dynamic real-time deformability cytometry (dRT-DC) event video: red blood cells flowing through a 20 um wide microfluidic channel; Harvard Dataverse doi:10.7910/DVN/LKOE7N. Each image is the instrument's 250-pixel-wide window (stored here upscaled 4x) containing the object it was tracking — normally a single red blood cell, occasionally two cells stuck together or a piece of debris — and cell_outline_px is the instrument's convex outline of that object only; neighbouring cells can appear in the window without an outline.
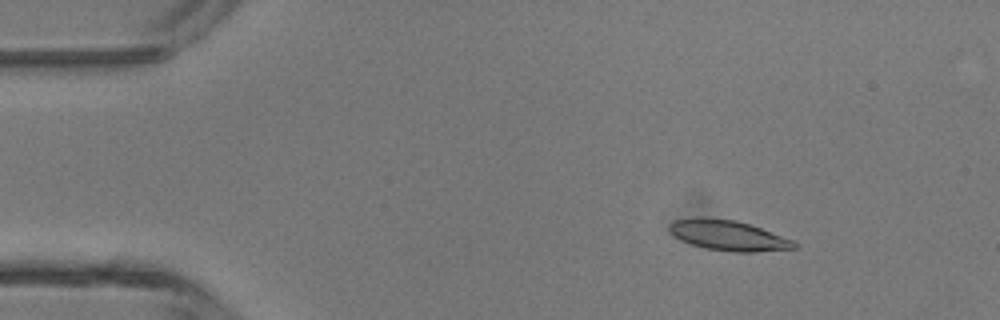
{"species": "common noctule bat (a hibernating species)", "species_latin": "Nyctalus noctula", "temperature_condition": "room temperature", "stored_images_in_passage": 46, "camera_frame_rate_fps": 3000, "um_per_image_px": 0.085, "animal": {"sex": "male", "body_mass_g": 13.3}, "frame": {"image": 1, "passage_image": 7, "time_ms": 2.0, "image_size_px": [1000, 320], "cell_outline_px": [[796, 248], [756, 252], [732, 252], [704, 248], [680, 240], [668, 228], [668, 224], [676, 220], [696, 216], [704, 216], [736, 220], [760, 228], [792, 240], [796, 244]], "centroid_in_image_um": [61.85, 20.0], "position_along_channel_um": 23.2, "area_um2": 21.96}}
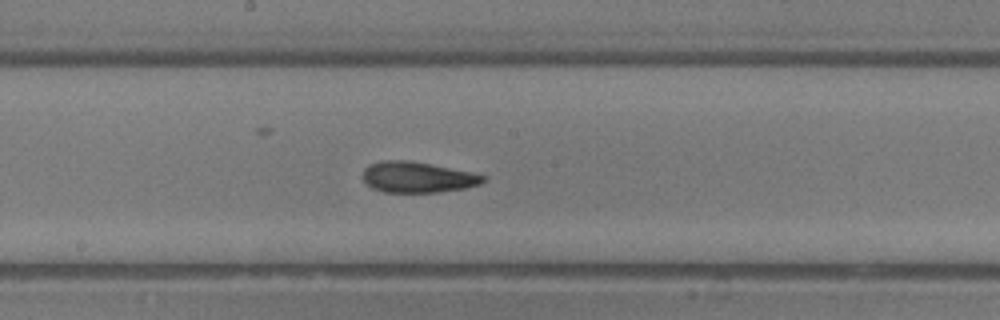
{"frame": {"image": 2, "passage_image": 25, "time_ms": 8.0, "image_size_px": [1000, 320], "cell_outline_px": [[488, 180], [480, 184], [464, 188], [436, 192], [384, 192], [372, 188], [364, 180], [364, 168], [368, 164], [384, 160], [408, 160], [472, 172], [488, 176]], "centroid_in_image_um": [35.52, 15.06], "position_along_channel_um": 212.7, "area_um2": 21.56}}
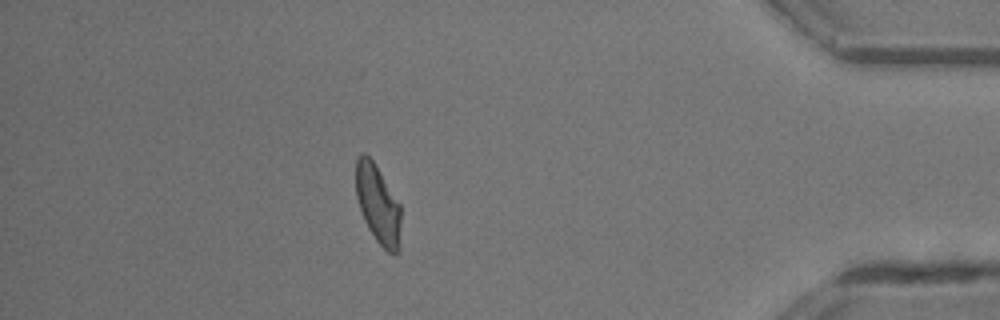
{"frame": {"image": 3, "passage_image": 41, "time_ms": 13.333, "image_size_px": [1000, 320], "cell_outline_px": [[400, 252], [388, 252], [376, 240], [368, 228], [364, 220], [356, 196], [356, 160], [360, 152], [364, 152], [372, 160], [400, 204]], "centroid_in_image_um": [32.12, 17.37], "position_along_channel_um": 403.1, "area_um2": 20.46}, "authors_computed_cell_mechanics": {"area_um2": 21.386, "velocity_mm_per_s": 4.4458, "shape_relaxation_time_tau1_ms": 3.182, "shape_relaxation_time_tau2_ms": 2.0369, "deformation_change_tau1": 0.1575, "deformation_change_tau2": 0.1034}}